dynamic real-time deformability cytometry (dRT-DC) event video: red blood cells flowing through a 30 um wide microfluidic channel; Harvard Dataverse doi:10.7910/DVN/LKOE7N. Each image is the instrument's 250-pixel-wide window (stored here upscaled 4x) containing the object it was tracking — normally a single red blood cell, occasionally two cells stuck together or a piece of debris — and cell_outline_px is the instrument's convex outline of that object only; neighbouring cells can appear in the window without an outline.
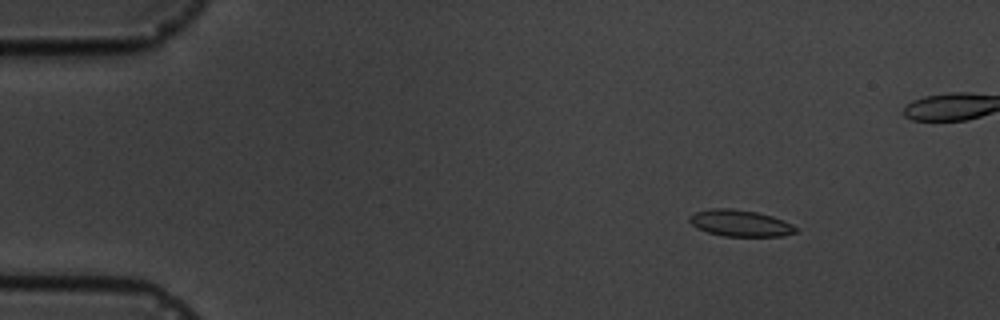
{"species": "common noctule bat (a hibernating species)", "species_latin": "Nyctalus noctula", "temperature_condition": "cold", "stored_images_in_passage": 6, "camera_frame_rate_fps": 3000, "um_per_image_px": 0.085, "animal": {"sex": "male", "body_mass_g": 19.5, "forearm_length_mm": 54.6}, "frame": {"image": 1, "passage_image": 1, "time_ms": 0.0, "image_size_px": [1000, 320], "cell_outline_px": [[800, 228], [796, 232], [784, 236], [724, 236], [708, 232], [696, 228], [688, 220], [688, 216], [696, 212], [712, 208], [732, 208], [756, 212], [772, 216], [784, 220]], "centroid_in_image_um": [62.93, 18.97], "position_along_channel_um": 22.1, "area_um2": 16.53}}
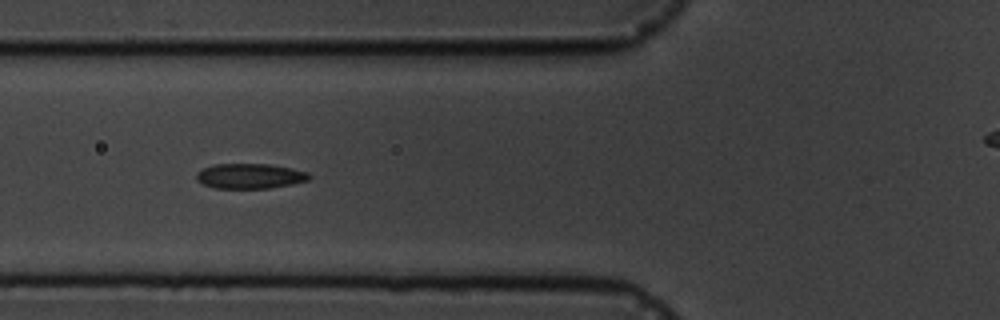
{"frame": {"image": 2, "passage_image": 5, "time_ms": 4.667, "image_size_px": [1000, 320], "cell_outline_px": [[312, 176], [308, 180], [292, 184], [272, 188], [216, 188], [204, 184], [196, 180], [196, 172], [212, 164], [272, 164], [292, 168], [308, 172]], "centroid_in_image_um": [21.26, 14.96], "position_along_channel_um": 104.5, "area_um2": 16.59}}
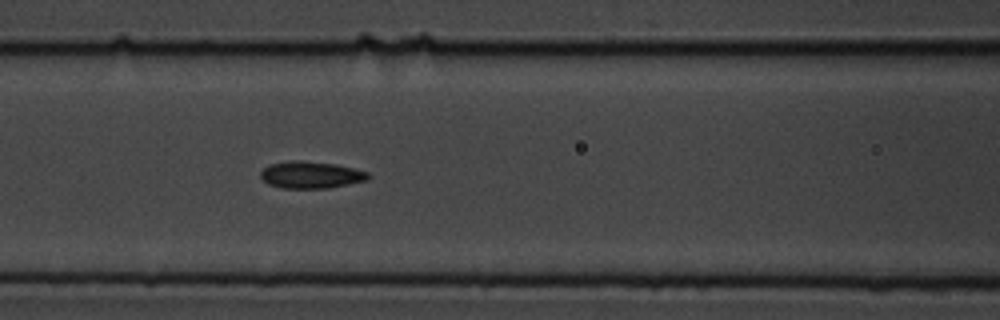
{"frame": {"image": 3, "passage_image": 6, "time_ms": 5.667, "image_size_px": [1000, 320], "cell_outline_px": [[372, 176], [368, 180], [328, 188], [280, 188], [268, 184], [260, 176], [260, 172], [268, 164], [292, 160], [300, 160], [336, 164], [368, 172]], "centroid_in_image_um": [26.42, 14.86], "position_along_channel_um": 140.2, "area_um2": 16.99}}